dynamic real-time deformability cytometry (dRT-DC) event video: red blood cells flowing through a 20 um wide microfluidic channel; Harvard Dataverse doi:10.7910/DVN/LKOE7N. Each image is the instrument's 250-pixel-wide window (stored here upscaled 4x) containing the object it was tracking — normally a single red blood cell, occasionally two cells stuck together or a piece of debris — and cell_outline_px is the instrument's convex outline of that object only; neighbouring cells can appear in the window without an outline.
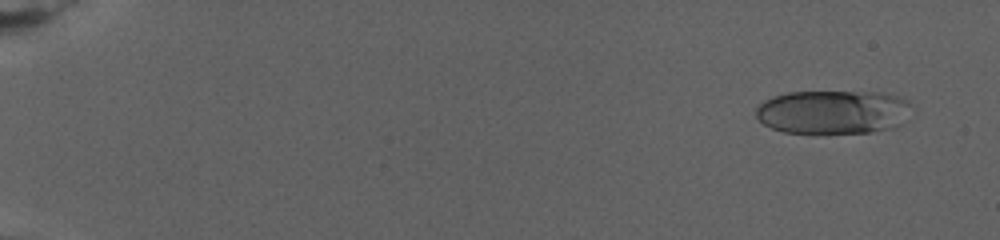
{"species": "human", "species_latin": "Homo sapiens", "temperature_condition": "warm", "stored_images_in_passage": 61, "camera_frame_rate_fps": 3000, "um_per_image_px": 0.085, "donor": {"sex": "female"}, "frame": {"image": 1, "passage_image": 2, "time_ms": 0.667, "image_size_px": [1000, 240], "cell_outline_px": [[912, 104], [884, 128], [872, 132], [784, 132], [772, 128], [764, 124], [756, 116], [756, 108], [764, 100], [772, 96], [788, 92], [876, 92], [896, 96], [908, 100]], "centroid_in_image_um": [70.61, 9.48], "position_along_channel_um": 14.4, "area_um2": 38.09}}
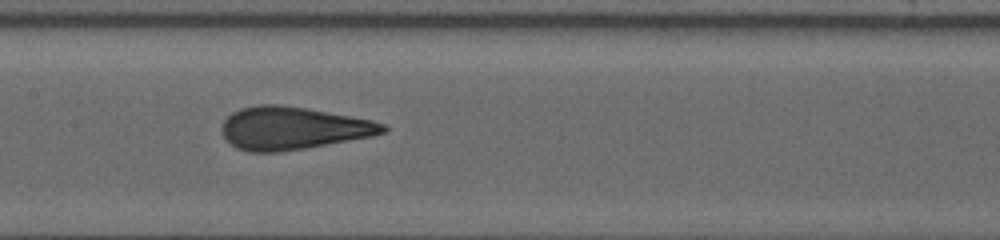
{"frame": {"image": 2, "passage_image": 34, "time_ms": 13.0, "image_size_px": [1000, 240], "cell_outline_px": [[388, 128], [384, 132], [372, 136], [304, 148], [280, 152], [248, 152], [236, 148], [224, 136], [220, 128], [224, 120], [232, 112], [240, 108], [256, 104], [276, 104], [304, 108], [372, 120], [384, 124]], "centroid_in_image_um": [24.84, 10.89], "position_along_channel_um": 182.6, "area_um2": 39.82}}
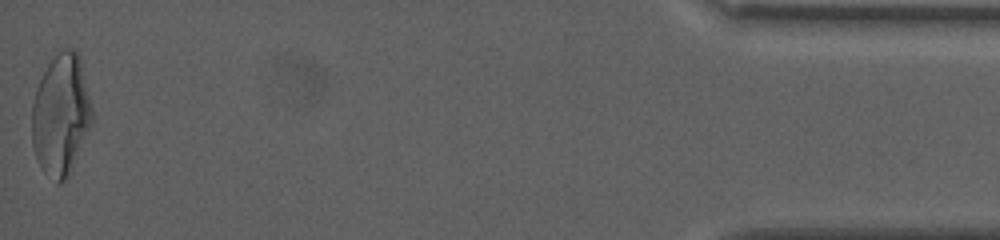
{"frame": {"image": 3, "passage_image": 61, "time_ms": 25.0, "image_size_px": [1000, 240], "cell_outline_px": [[92, 124], [68, 176], [60, 184], [56, 184], [44, 172], [36, 160], [32, 144], [32, 104], [36, 88], [48, 64], [60, 52], [68, 48], [72, 48], [80, 56], [92, 108]], "centroid_in_image_um": [5.17, 9.8], "position_along_channel_um": 430.0, "area_um2": 42.37}, "authors_computed_cell_mechanics": {"area_um2": 39.1884, "velocity_mm_per_s": 2.7377, "shape_relaxation_time_tau1_ms": 8.0374, "shape_relaxation_time_tau2_ms": null, "deformation_change_tau1": 0.2547, "deformation_change_tau2": null}}